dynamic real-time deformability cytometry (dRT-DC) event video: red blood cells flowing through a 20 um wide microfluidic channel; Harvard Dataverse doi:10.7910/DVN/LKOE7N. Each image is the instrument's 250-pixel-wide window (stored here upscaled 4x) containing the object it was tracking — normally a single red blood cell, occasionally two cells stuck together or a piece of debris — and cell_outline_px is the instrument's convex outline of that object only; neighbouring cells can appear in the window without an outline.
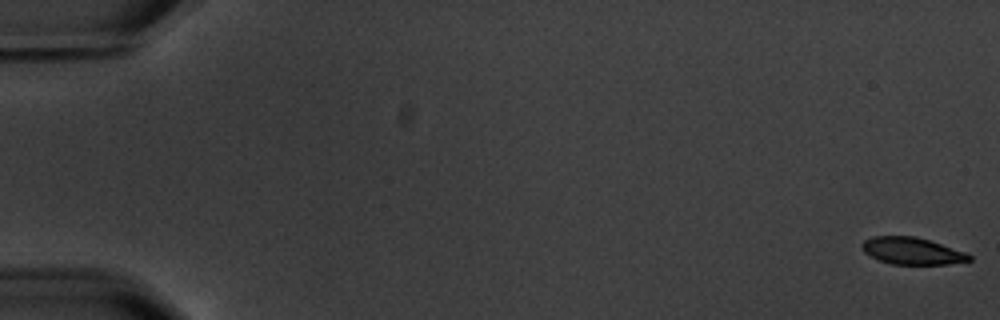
{"species": "common noctule bat (a hibernating species)", "species_latin": "Nyctalus noctula", "temperature_condition": "warm", "stored_images_in_passage": 7, "camera_frame_rate_fps": 3000, "um_per_image_px": 0.085, "animal": {"sex": "male", "body_mass_g": 20.1, "forearm_length_mm": 53.5}, "frame": {"image": 1, "passage_image": 1, "time_ms": 0.0, "image_size_px": [1000, 320], "cell_outline_px": [[972, 260], [948, 264], [892, 264], [880, 260], [864, 252], [860, 244], [864, 240], [872, 236], [916, 236], [964, 252], [972, 256]], "centroid_in_image_um": [77.49, 21.32], "position_along_channel_um": 7.5, "area_um2": 16.65}}
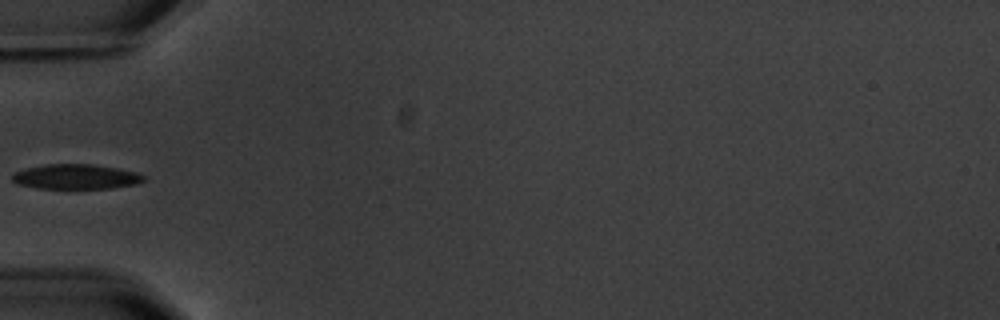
{"frame": {"image": 2, "passage_image": 6, "time_ms": 6.667, "image_size_px": [1000, 320], "cell_outline_px": [[144, 180], [136, 184], [112, 188], [36, 188], [20, 184], [12, 180], [12, 176], [16, 172], [24, 168], [44, 164], [92, 164], [116, 168], [136, 172], [144, 176]], "centroid_in_image_um": [6.44, 15.01], "position_along_channel_um": 78.6, "area_um2": 18.9}}
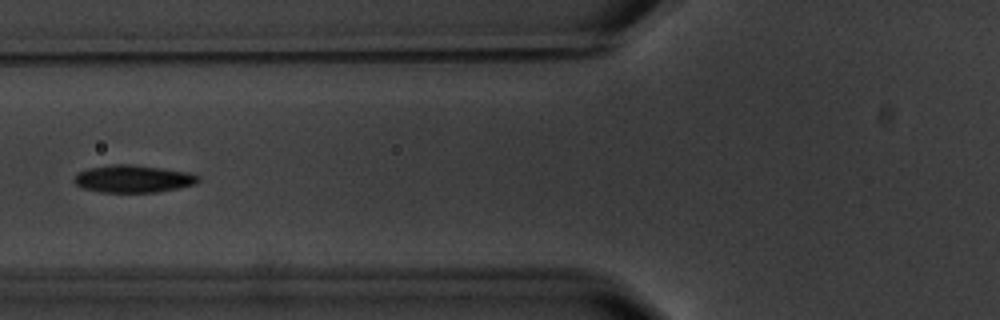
{"frame": {"image": 3, "passage_image": 7, "time_ms": 7.667, "image_size_px": [1000, 320], "cell_outline_px": [[200, 180], [196, 184], [156, 192], [100, 192], [80, 188], [72, 180], [76, 172], [88, 168], [108, 164], [132, 164], [164, 168], [188, 172], [200, 176]], "centroid_in_image_um": [11.27, 15.19], "position_along_channel_um": 114.5, "area_um2": 20.17}}